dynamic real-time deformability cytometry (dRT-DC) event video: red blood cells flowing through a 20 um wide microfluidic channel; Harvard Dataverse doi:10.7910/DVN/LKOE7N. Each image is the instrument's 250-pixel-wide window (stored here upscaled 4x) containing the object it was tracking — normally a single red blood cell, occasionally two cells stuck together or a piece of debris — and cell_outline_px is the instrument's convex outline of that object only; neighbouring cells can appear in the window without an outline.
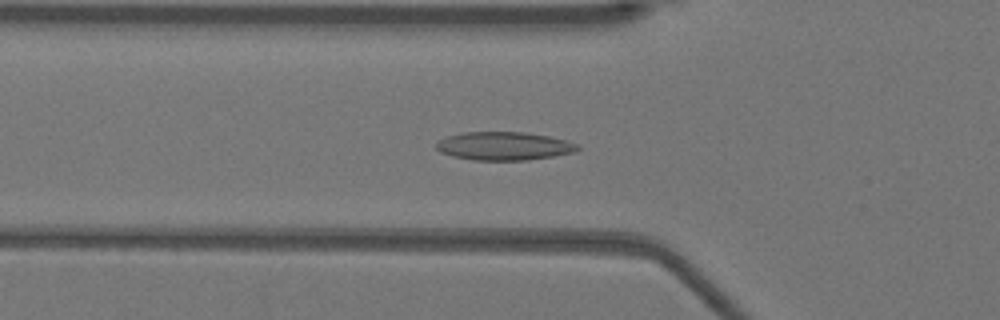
{"species": "Egyptian fruit bat (a non-hibernating species)", "species_latin": "Rousettus aegyptiacus", "temperature_condition": "warm", "stored_images_in_passage": 38, "camera_frame_rate_fps": 3000, "um_per_image_px": 0.085, "animal": {"sex": "female"}, "frame": {"image": 1, "passage_image": 4, "time_ms": 1.0, "image_size_px": [1000, 320], "cell_outline_px": [[580, 148], [576, 152], [528, 160], [472, 160], [452, 156], [440, 152], [436, 148], [436, 144], [440, 140], [448, 136], [460, 132], [524, 132], [548, 136], [580, 144]], "centroid_in_image_um": [42.84, 12.41], "position_along_channel_um": 83.0, "area_um2": 23.35}}
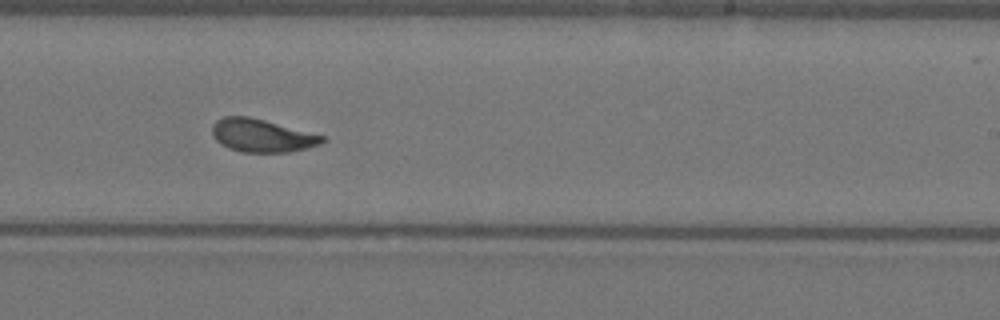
{"frame": {"image": 2, "passage_image": 18, "time_ms": 5.667, "image_size_px": [1000, 320], "cell_outline_px": [[324, 140], [320, 144], [288, 152], [240, 152], [228, 148], [220, 144], [212, 136], [212, 124], [216, 120], [224, 116], [248, 116], [264, 120], [324, 136]], "centroid_in_image_um": [22.18, 11.52], "position_along_channel_um": 266.8, "area_um2": 20.98}}
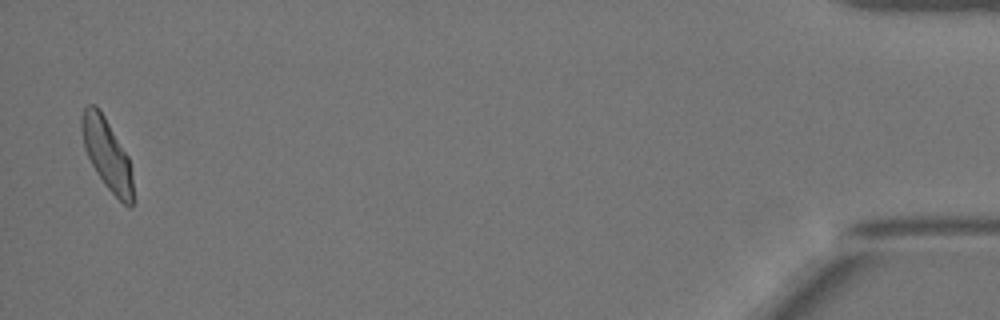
{"frame": {"image": 3, "passage_image": 37, "time_ms": 12.0, "image_size_px": [1000, 320], "cell_outline_px": [[136, 200], [132, 208], [128, 208], [104, 184], [96, 172], [84, 148], [80, 128], [80, 116], [84, 108], [88, 104], [96, 104], [104, 116], [128, 156]], "centroid_in_image_um": [9.1, 13.14], "position_along_channel_um": 426.1, "area_um2": 21.5}, "authors_computed_cell_mechanics": {"area_um2": 21.4149, "velocity_mm_per_s": 3.9265, "shape_relaxation_time_tau1_ms": 4.2843, "shape_relaxation_time_tau2_ms": 0.7789, "deformation_change_tau1": 0.1472, "deformation_change_tau2": 0.0612}}